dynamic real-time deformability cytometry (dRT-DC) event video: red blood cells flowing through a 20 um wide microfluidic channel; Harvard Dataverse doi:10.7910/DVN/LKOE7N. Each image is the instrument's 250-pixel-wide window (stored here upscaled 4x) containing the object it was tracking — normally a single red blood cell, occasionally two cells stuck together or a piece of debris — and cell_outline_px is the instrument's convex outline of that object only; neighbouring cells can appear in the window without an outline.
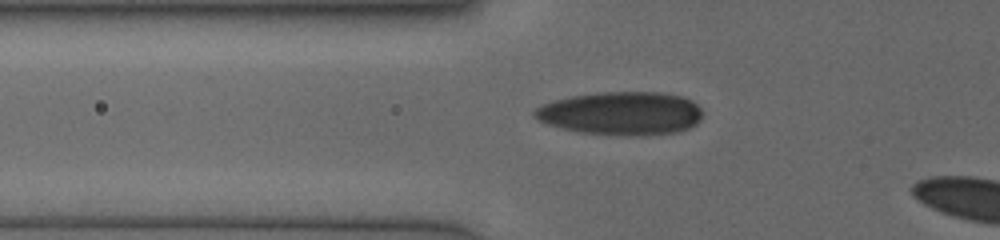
{"species": "human", "species_latin": "Homo sapiens", "temperature_condition": "cold", "stored_images_in_passage": 8, "camera_frame_rate_fps": 3000, "um_per_image_px": 0.085, "donor": {"sex": "female"}, "frame": {"image": 1, "passage_image": 3, "time_ms": 0.333, "image_size_px": [1000, 240], "cell_outline_px": [[700, 120], [696, 124], [680, 132], [648, 136], [624, 136], [580, 132], [548, 124], [532, 116], [532, 112], [540, 104], [552, 100], [572, 96], [600, 92], [660, 92], [680, 96], [692, 100], [700, 108]], "centroid_in_image_um": [52.8, 9.64], "position_along_channel_um": 73.0, "area_um2": 42.71}}